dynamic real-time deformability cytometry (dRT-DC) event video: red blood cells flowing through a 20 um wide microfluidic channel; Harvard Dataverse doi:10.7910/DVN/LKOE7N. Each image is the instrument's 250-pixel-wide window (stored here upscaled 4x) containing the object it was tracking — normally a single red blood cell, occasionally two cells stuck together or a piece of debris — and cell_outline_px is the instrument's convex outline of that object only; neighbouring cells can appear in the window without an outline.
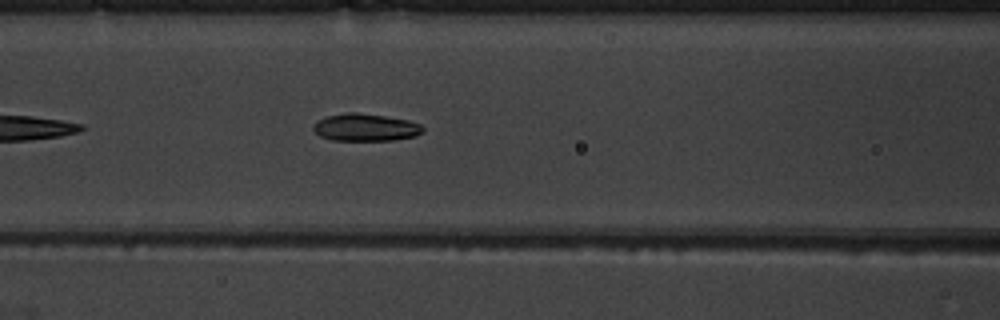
{"species": "common noctule bat (a hibernating species)", "species_latin": "Nyctalus noctula", "temperature_condition": "warm", "stored_images_in_passage": 18, "camera_frame_rate_fps": 3000, "um_per_image_px": 0.085, "animal": {"sex": "male", "body_mass_g": 19.5, "forearm_length_mm": 54.6}, "frame": {"image": 1, "passage_image": 8, "time_ms": 2.333, "image_size_px": [1000, 320], "cell_outline_px": [[424, 132], [416, 136], [392, 140], [332, 140], [320, 136], [312, 128], [320, 120], [328, 116], [344, 112], [356, 112], [384, 116], [408, 120], [420, 124], [424, 128]], "centroid_in_image_um": [31.11, 10.83], "position_along_channel_um": 135.5, "area_um2": 17.34}}
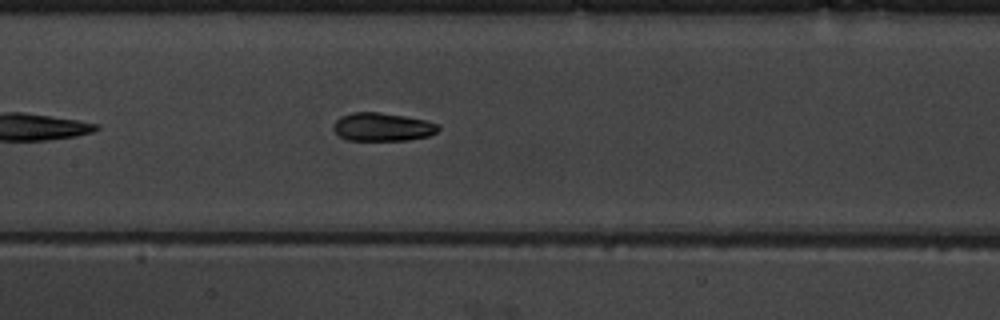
{"frame": {"image": 2, "passage_image": 11, "time_ms": 3.333, "image_size_px": [1000, 320], "cell_outline_px": [[440, 128], [436, 132], [428, 136], [408, 140], [348, 140], [340, 136], [332, 128], [332, 124], [340, 116], [352, 112], [380, 112], [404, 116], [424, 120], [436, 124]], "centroid_in_image_um": [32.46, 10.78], "position_along_channel_um": 174.9, "area_um2": 17.22}}